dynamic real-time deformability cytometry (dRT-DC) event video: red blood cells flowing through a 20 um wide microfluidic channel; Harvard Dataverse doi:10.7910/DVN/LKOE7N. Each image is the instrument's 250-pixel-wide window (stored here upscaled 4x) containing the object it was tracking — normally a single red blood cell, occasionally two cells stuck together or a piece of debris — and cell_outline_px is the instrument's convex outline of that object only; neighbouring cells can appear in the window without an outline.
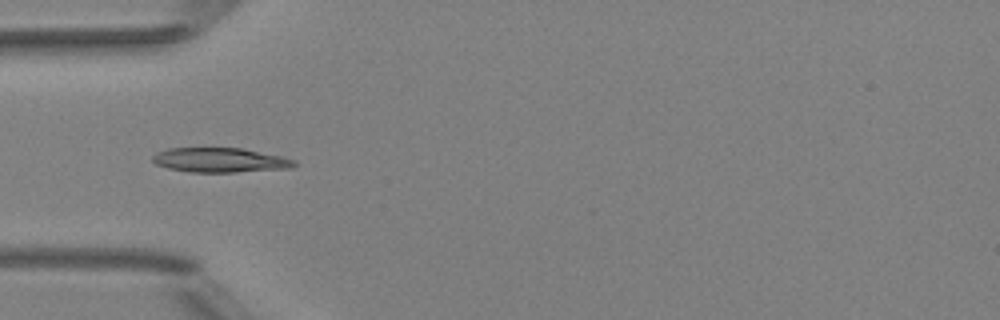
{"species": "Egyptian fruit bat (a non-hibernating species)", "species_latin": "Rousettus aegyptiacus", "temperature_condition": "room temperature", "stored_images_in_passage": 3, "camera_frame_rate_fps": 3000, "um_per_image_px": 0.085, "animal": {"sex": "female"}, "frame": {"image": 1, "passage_image": 3, "time_ms": 3.0, "image_size_px": [1000, 320], "cell_outline_px": [[296, 164], [288, 168], [236, 172], [188, 172], [168, 168], [156, 164], [152, 160], [152, 156], [168, 148], [240, 148], [280, 156], [296, 160]], "centroid_in_image_um": [18.68, 13.61], "position_along_channel_um": 66.3, "area_um2": 20.0}}